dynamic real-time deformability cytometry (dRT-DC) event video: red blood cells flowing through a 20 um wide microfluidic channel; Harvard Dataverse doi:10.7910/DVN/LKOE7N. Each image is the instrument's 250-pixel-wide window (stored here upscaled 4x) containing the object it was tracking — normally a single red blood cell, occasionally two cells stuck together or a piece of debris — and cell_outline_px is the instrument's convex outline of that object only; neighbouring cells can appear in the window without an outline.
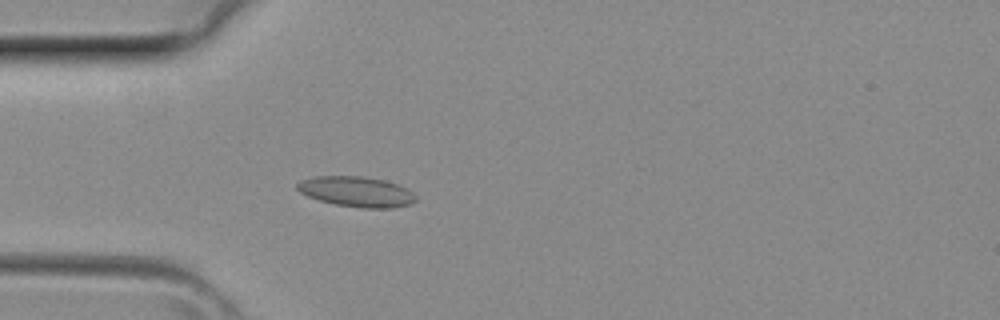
{"species": "common noctule bat (a hibernating species)", "species_latin": "Nyctalus noctula", "temperature_condition": "room temperature", "stored_images_in_passage": 33, "camera_frame_rate_fps": 3000, "um_per_image_px": 0.085, "animal": {"sex": "female", "body_mass_g": 29.2, "forearm_length_mm": 56.3}, "frame": {"image": 1, "passage_image": 5, "time_ms": 1.333, "image_size_px": [1000, 320], "cell_outline_px": [[416, 200], [412, 204], [392, 208], [364, 208], [336, 204], [320, 200], [308, 196], [300, 192], [296, 188], [296, 184], [300, 180], [312, 176], [360, 176], [384, 180], [408, 188], [416, 196]], "centroid_in_image_um": [30.3, 16.29], "position_along_channel_um": 54.7, "area_um2": 20.98}}
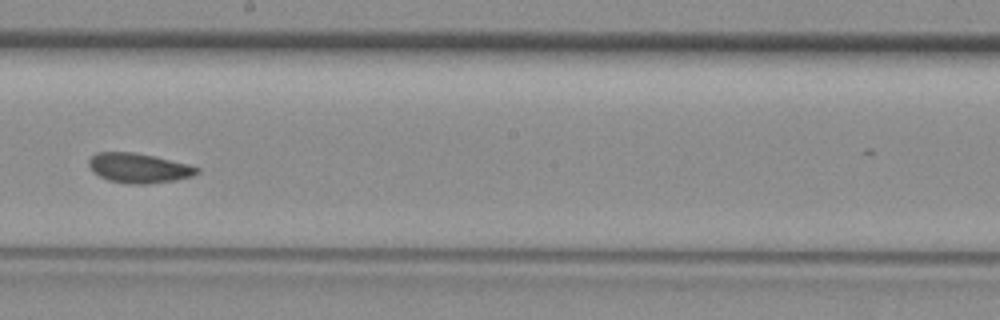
{"frame": {"image": 2, "passage_image": 16, "time_ms": 5.0, "image_size_px": [1000, 320], "cell_outline_px": [[200, 172], [192, 176], [176, 180], [144, 184], [128, 184], [108, 180], [92, 172], [88, 164], [88, 160], [96, 152], [136, 152], [156, 156], [188, 164], [200, 168]], "centroid_in_image_um": [11.79, 14.28], "position_along_channel_um": 236.4, "area_um2": 18.9}}
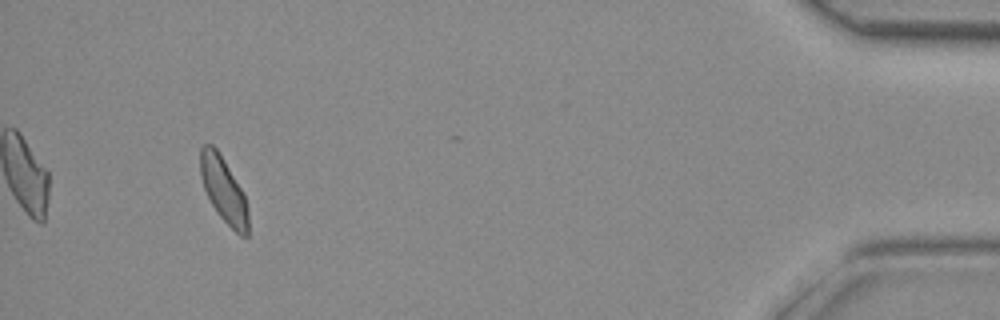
{"frame": {"image": 3, "passage_image": 31, "time_ms": 10.0, "image_size_px": [1000, 320], "cell_outline_px": [[248, 236], [240, 236], [216, 212], [204, 188], [200, 176], [200, 148], [204, 144], [212, 144], [216, 148], [224, 160], [244, 192], [248, 208]], "centroid_in_image_um": [19.01, 16.13], "position_along_channel_um": 416.2, "area_um2": 18.21}}